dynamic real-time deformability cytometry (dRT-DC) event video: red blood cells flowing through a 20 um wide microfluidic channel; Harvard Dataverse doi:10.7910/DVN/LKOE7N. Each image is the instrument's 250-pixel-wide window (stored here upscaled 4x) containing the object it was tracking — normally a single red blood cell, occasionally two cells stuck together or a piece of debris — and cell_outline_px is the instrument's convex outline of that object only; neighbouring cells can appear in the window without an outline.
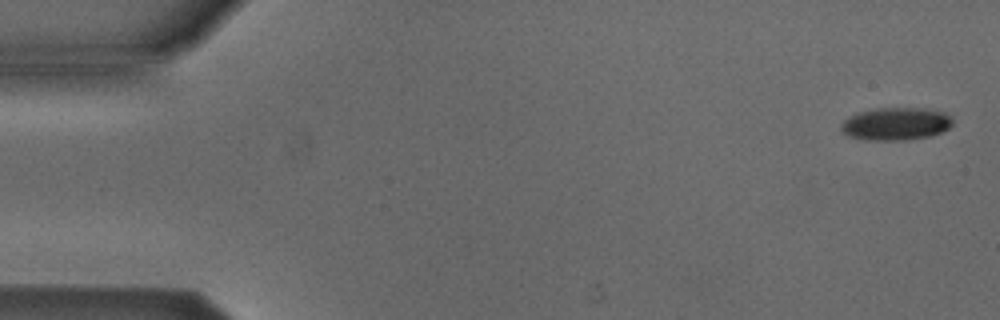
{"species": "Egyptian fruit bat (a non-hibernating species)", "species_latin": "Rousettus aegyptiacus", "temperature_condition": "cold", "stored_images_in_passage": 53, "camera_frame_rate_fps": 3000, "um_per_image_px": 0.085, "animal": {"sex": "male"}, "frame": {"image": 1, "passage_image": 2, "time_ms": 0.333, "image_size_px": [1000, 320], "cell_outline_px": [[952, 124], [948, 128], [940, 132], [928, 136], [904, 140], [868, 140], [848, 136], [840, 128], [840, 124], [844, 120], [856, 112], [880, 108], [928, 108], [948, 112], [952, 116]], "centroid_in_image_um": [76.16, 10.51], "position_along_channel_um": 8.8, "area_um2": 21.39}}
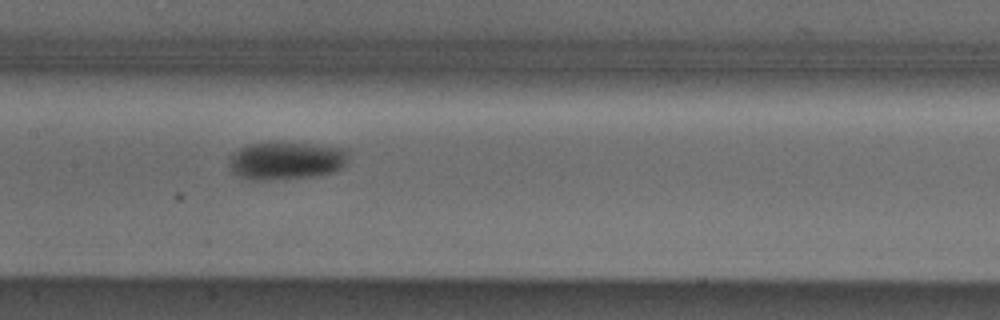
{"frame": {"image": 2, "passage_image": 26, "time_ms": 8.333, "image_size_px": [1000, 320], "cell_outline_px": [[348, 160], [340, 168], [332, 172], [316, 176], [264, 180], [248, 180], [232, 172], [232, 156], [240, 148], [248, 144], [272, 140], [280, 140], [348, 148]], "centroid_in_image_um": [24.37, 13.61], "position_along_channel_um": 183.0, "area_um2": 26.76}}
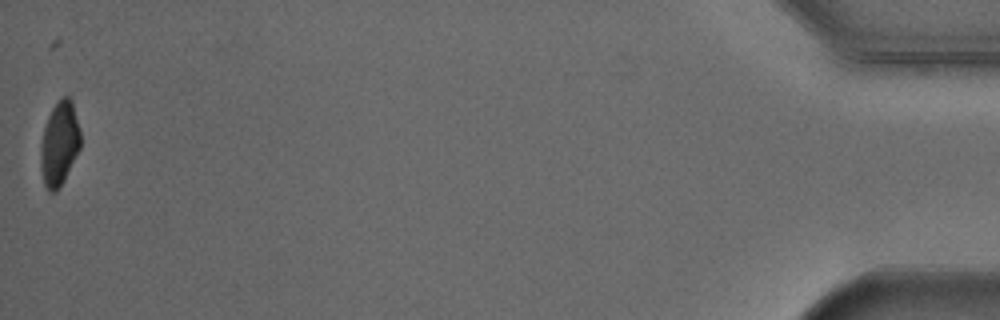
{"frame": {"image": 3, "passage_image": 53, "time_ms": 17.333, "image_size_px": [1000, 320], "cell_outline_px": [[80, 148], [64, 180], [56, 192], [48, 192], [44, 184], [40, 168], [40, 144], [44, 128], [48, 116], [52, 108], [60, 96], [68, 96], [72, 100], [80, 128]], "centroid_in_image_um": [5.04, 12.19], "position_along_channel_um": 430.2, "area_um2": 19.77}, "authors_computed_cell_mechanics": {"area_um2": 23.5246, "velocity_mm_per_s": 3.885, "shape_relaxation_time_tau1_ms": 2.0123, "shape_relaxation_time_tau2_ms": null, "deformation_change_tau1": 0.1161, "deformation_change_tau2": null}}